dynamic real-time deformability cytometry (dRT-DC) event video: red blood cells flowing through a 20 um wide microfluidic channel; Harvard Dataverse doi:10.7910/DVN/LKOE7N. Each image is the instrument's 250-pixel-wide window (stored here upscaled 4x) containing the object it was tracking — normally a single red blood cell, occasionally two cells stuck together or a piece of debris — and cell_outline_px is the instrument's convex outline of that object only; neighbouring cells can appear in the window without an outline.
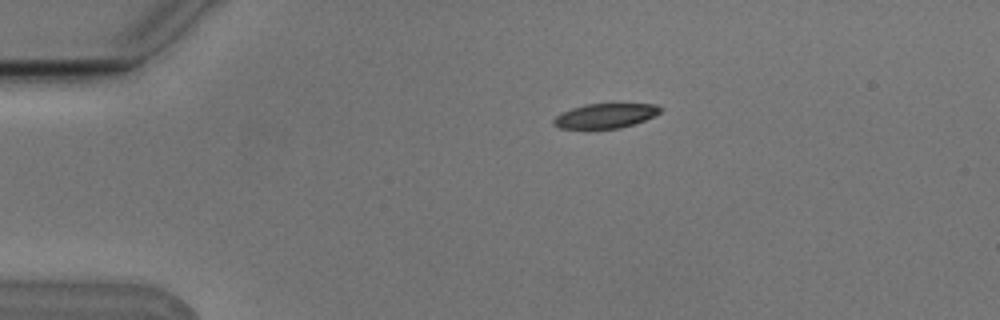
{"species": "Egyptian fruit bat (a non-hibernating species)", "species_latin": "Rousettus aegyptiacus", "temperature_condition": "cold", "stored_images_in_passage": 6, "camera_frame_rate_fps": 3000, "um_per_image_px": 0.085, "animal": {"sex": "male"}, "frame": {"image": 1, "passage_image": 1, "time_ms": 0.0, "image_size_px": [1000, 320], "cell_outline_px": [[664, 108], [656, 116], [620, 128], [560, 128], [552, 124], [552, 120], [560, 112], [584, 104], [656, 104]], "centroid_in_image_um": [51.46, 9.83], "position_along_channel_um": 33.5, "area_um2": 15.32}}
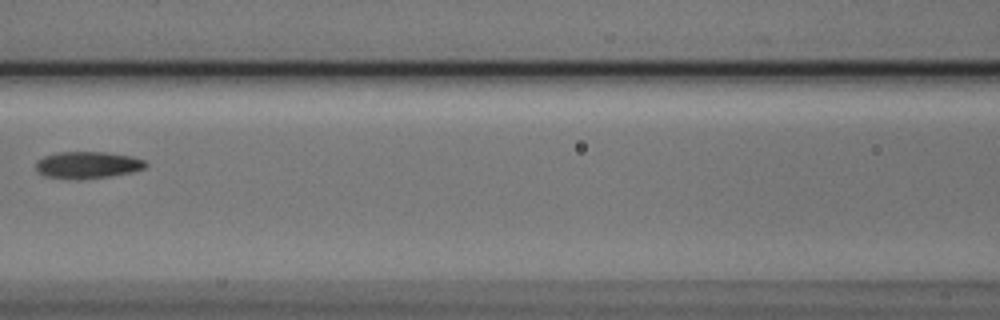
{"frame": {"image": 2, "passage_image": 5, "time_ms": 1.333, "image_size_px": [1000, 320], "cell_outline_px": [[148, 164], [144, 168], [132, 172], [84, 180], [72, 180], [44, 176], [36, 172], [36, 160], [44, 156], [56, 152], [104, 152], [132, 156], [144, 160]], "centroid_in_image_um": [7.39, 14.03], "position_along_channel_um": 159.2, "area_um2": 17.51}}
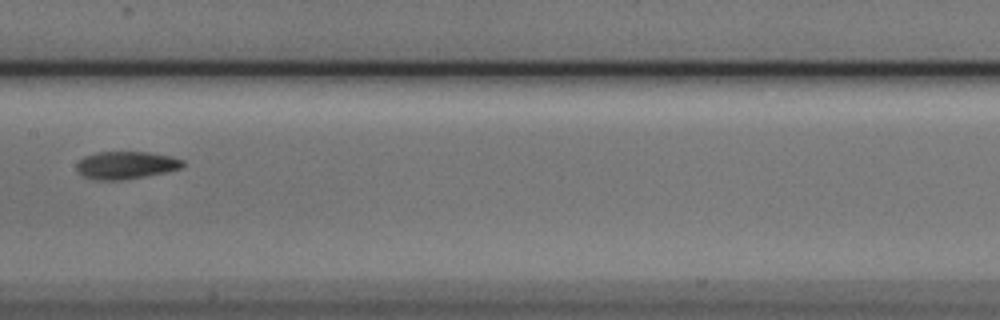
{"frame": {"image": 3, "passage_image": 6, "time_ms": 1.667, "image_size_px": [1000, 320], "cell_outline_px": [[184, 164], [180, 168], [164, 172], [144, 176], [120, 180], [96, 180], [84, 176], [76, 168], [76, 164], [84, 156], [96, 152], [148, 152], [172, 156], [184, 160]], "centroid_in_image_um": [10.7, 14.03], "position_along_channel_um": 196.7, "area_um2": 16.94}}